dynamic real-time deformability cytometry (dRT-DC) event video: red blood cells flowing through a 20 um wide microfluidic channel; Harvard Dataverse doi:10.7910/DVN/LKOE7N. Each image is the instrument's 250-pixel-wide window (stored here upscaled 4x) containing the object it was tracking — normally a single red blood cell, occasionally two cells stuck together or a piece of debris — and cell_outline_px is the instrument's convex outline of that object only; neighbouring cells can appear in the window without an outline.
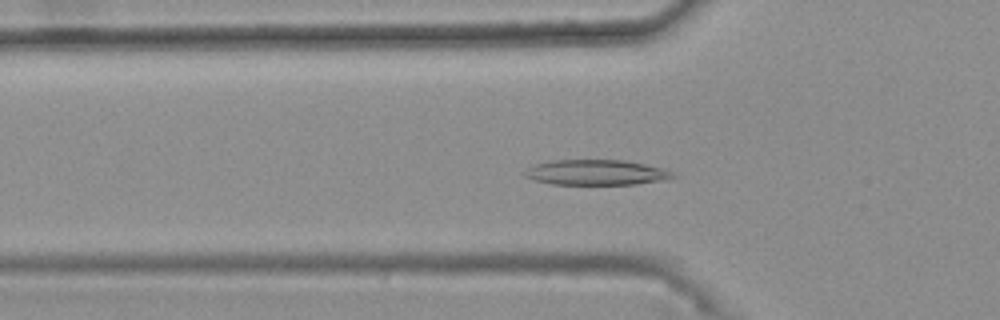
{"species": "common noctule bat (a hibernating species)", "species_latin": "Nyctalus noctula", "temperature_condition": "warm", "stored_images_in_passage": 41, "camera_frame_rate_fps": 3000, "um_per_image_px": 0.085, "animal": {"sex": "female", "body_mass_g": 25.1}, "frame": {"image": 1, "passage_image": 13, "time_ms": 4.0, "image_size_px": [1000, 320], "cell_outline_px": [[676, 176], [668, 180], [636, 184], [552, 184], [536, 180], [524, 176], [520, 172], [536, 164], [552, 160], [624, 160], [664, 168], [672, 172]], "centroid_in_image_um": [50.69, 14.66], "position_along_channel_um": 75.1, "area_um2": 21.91}}
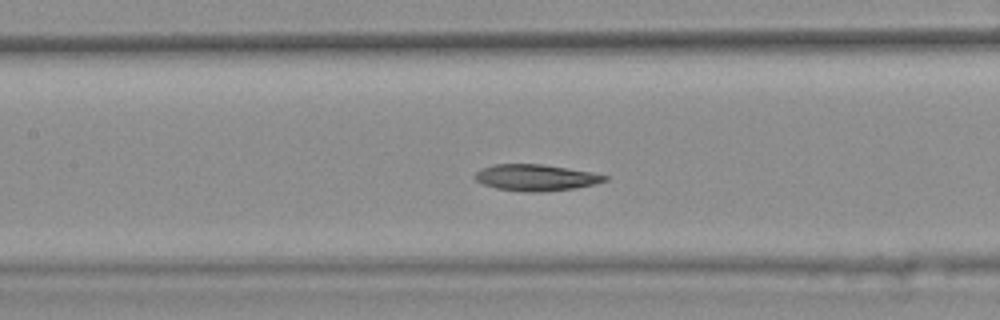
{"frame": {"image": 2, "passage_image": 20, "time_ms": 6.333, "image_size_px": [1000, 320], "cell_outline_px": [[608, 180], [596, 184], [576, 188], [544, 192], [524, 192], [496, 188], [484, 184], [476, 180], [472, 176], [480, 168], [492, 164], [544, 164], [592, 172], [608, 176]], "centroid_in_image_um": [45.54, 15.09], "position_along_channel_um": 161.9, "area_um2": 20.23}}
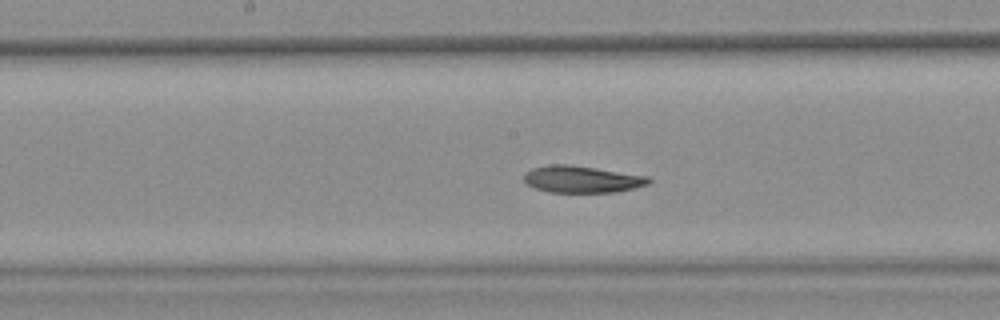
{"frame": {"image": 3, "passage_image": 23, "time_ms": 7.333, "image_size_px": [1000, 320], "cell_outline_px": [[652, 180], [648, 184], [636, 188], [616, 192], [548, 192], [536, 188], [528, 184], [524, 180], [524, 172], [532, 168], [552, 164], [564, 164], [596, 168], [648, 176]], "centroid_in_image_um": [49.47, 15.24], "position_along_channel_um": 198.7, "area_um2": 19.48}, "authors_computed_cell_mechanics": {"area_um2": 20.1144, "velocity_mm_per_s": 3.71, "shape_relaxation_time_tau1_ms": 7.6678, "shape_relaxation_time_tau2_ms": 5.4962, "deformation_change_tau1": 0.1784, "deformation_change_tau2": 0.0898}}